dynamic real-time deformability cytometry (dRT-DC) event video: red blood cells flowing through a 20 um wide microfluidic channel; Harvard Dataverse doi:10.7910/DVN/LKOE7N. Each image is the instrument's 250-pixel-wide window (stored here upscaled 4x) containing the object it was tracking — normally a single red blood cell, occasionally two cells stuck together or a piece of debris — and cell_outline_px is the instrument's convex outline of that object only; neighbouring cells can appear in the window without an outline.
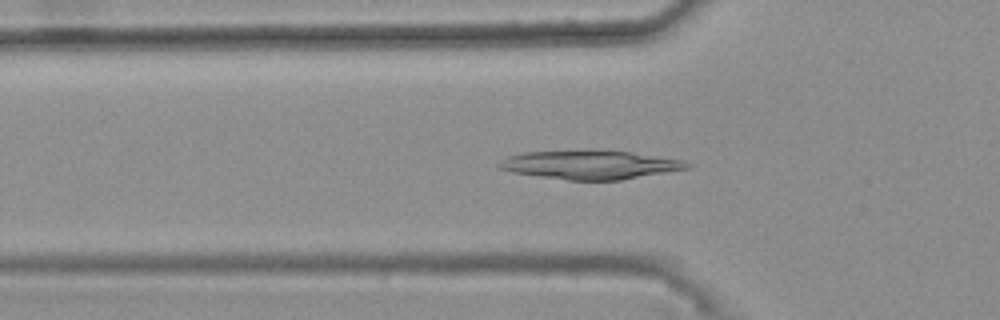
{"species": "common noctule bat (a hibernating species)", "species_latin": "Nyctalus noctula", "temperature_condition": "warm", "stored_images_in_passage": 47, "camera_frame_rate_fps": 3000, "um_per_image_px": 0.085, "animal": {"sex": "female", "body_mass_g": 25.1}, "frame": {"image": 1, "passage_image": 18, "time_ms": 5.667, "image_size_px": [1000, 320], "cell_outline_px": [[692, 168], [620, 180], [568, 180], [512, 172], [496, 168], [496, 164], [500, 160], [508, 156], [524, 152], [628, 152], [684, 160], [692, 164]], "centroid_in_image_um": [50.17, 14.03], "position_along_channel_um": 75.6, "area_um2": 30.69}}
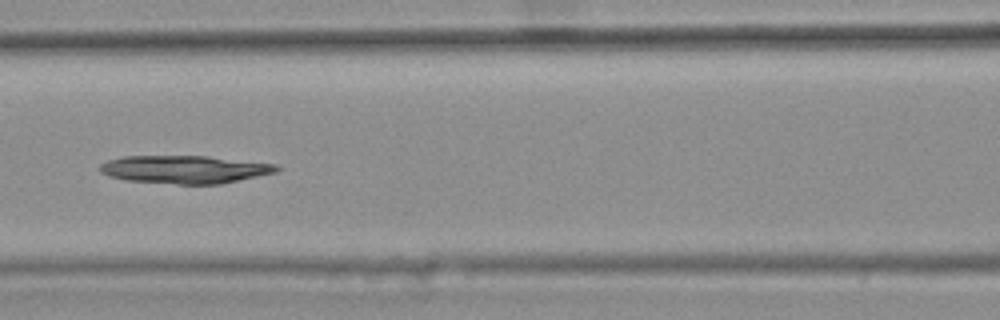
{"frame": {"image": 2, "passage_image": 24, "time_ms": 7.667, "image_size_px": [1000, 320], "cell_outline_px": [[280, 168], [276, 172], [220, 184], [176, 184], [124, 180], [108, 176], [100, 172], [100, 164], [108, 160], [124, 156], [208, 156], [276, 164]], "centroid_in_image_um": [15.67, 14.4], "position_along_channel_um": 150.9, "area_um2": 28.73}}
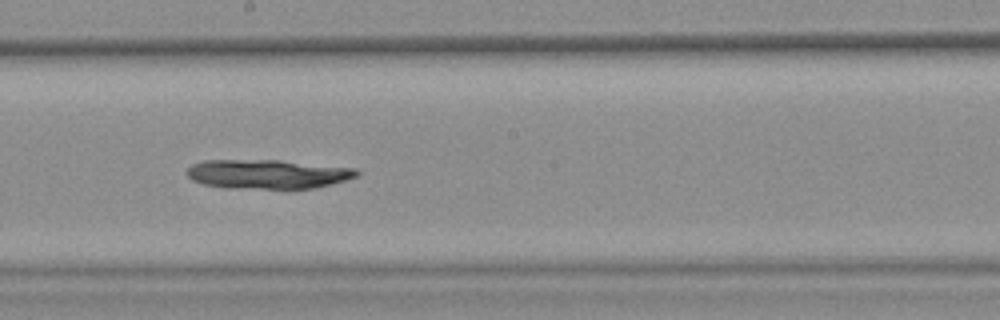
{"frame": {"image": 3, "passage_image": 30, "time_ms": 9.667, "image_size_px": [1000, 320], "cell_outline_px": [[360, 172], [356, 176], [332, 184], [316, 188], [228, 188], [204, 184], [192, 180], [188, 176], [188, 168], [192, 164], [204, 160], [280, 160], [356, 168]], "centroid_in_image_um": [22.76, 14.79], "position_along_channel_um": 225.4, "area_um2": 28.78}}